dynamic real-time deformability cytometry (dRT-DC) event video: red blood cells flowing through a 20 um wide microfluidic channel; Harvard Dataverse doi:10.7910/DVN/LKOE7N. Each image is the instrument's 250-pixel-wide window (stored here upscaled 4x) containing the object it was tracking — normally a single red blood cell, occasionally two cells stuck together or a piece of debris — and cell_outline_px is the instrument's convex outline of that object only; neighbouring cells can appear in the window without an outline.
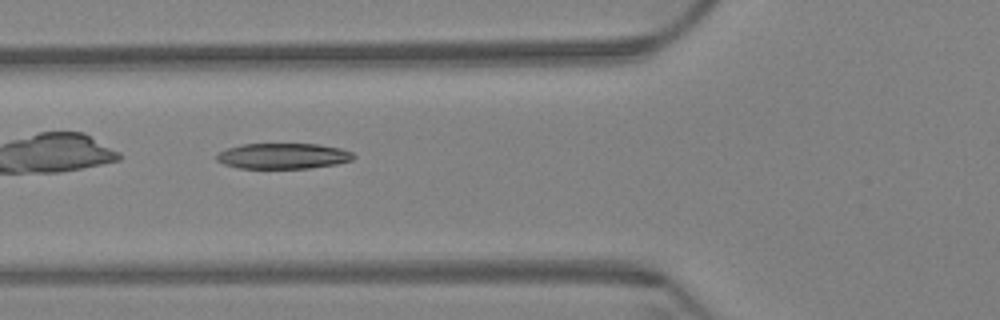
{"species": "Egyptian fruit bat (a non-hibernating species)", "species_latin": "Rousettus aegyptiacus", "temperature_condition": "warm", "stored_images_in_passage": 34, "camera_frame_rate_fps": 3000, "um_per_image_px": 0.085, "animal": {"sex": "female"}, "frame": {"image": 1, "passage_image": 5, "time_ms": 1.333, "image_size_px": [1000, 320], "cell_outline_px": [[356, 156], [352, 160], [336, 164], [308, 168], [240, 168], [224, 164], [216, 160], [216, 156], [220, 152], [228, 148], [240, 144], [316, 144], [340, 148], [352, 152]], "centroid_in_image_um": [24.07, 13.26], "position_along_channel_um": 101.7, "area_um2": 20.35}}
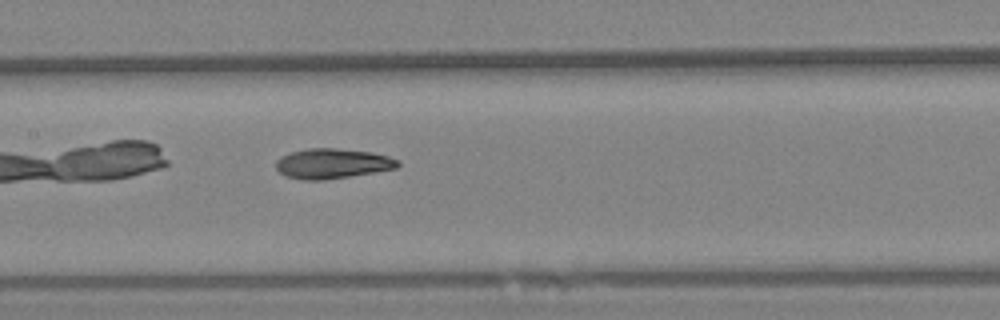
{"frame": {"image": 2, "passage_image": 12, "time_ms": 3.667, "image_size_px": [1000, 320], "cell_outline_px": [[400, 164], [396, 168], [324, 180], [300, 180], [284, 176], [276, 168], [276, 160], [280, 156], [292, 152], [308, 148], [336, 148], [372, 152], [388, 156], [400, 160]], "centroid_in_image_um": [28.22, 13.9], "position_along_channel_um": 179.2, "area_um2": 21.33}}
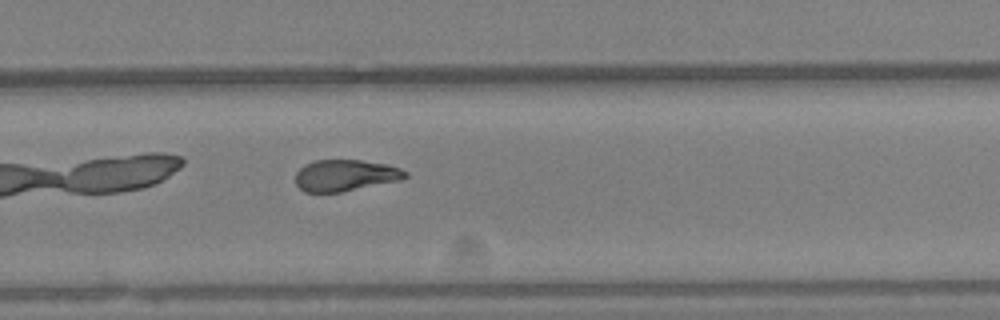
{"frame": {"image": 3, "passage_image": 23, "time_ms": 7.333, "image_size_px": [1000, 320], "cell_outline_px": [[408, 176], [400, 180], [340, 192], [304, 192], [296, 184], [296, 172], [304, 164], [316, 160], [360, 160], [388, 164], [400, 168], [408, 172]], "centroid_in_image_um": [29.35, 14.9], "position_along_channel_um": 300.4, "area_um2": 20.11}, "authors_computed_cell_mechanics": {"area_um2": 20.9236, "velocity_mm_per_s": 3.321, "shape_relaxation_time_tau1_ms": 8.9285, "shape_relaxation_time_tau2_ms": 2.9883, "deformation_change_tau1": 0.2275, "deformation_change_tau2": 0.0975}}